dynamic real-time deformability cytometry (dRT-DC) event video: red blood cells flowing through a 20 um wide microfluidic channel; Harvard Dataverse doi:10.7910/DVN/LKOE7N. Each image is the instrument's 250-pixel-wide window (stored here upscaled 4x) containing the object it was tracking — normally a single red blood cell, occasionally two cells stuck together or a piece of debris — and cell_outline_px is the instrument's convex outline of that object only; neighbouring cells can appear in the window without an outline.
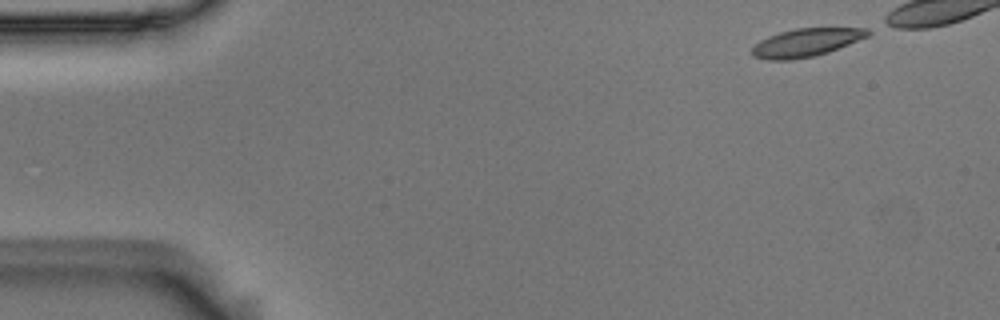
{"species": "Egyptian fruit bat (a non-hibernating species)", "species_latin": "Rousettus aegyptiacus", "temperature_condition": "room temperature", "stored_images_in_passage": 42, "camera_frame_rate_fps": 3000, "um_per_image_px": 0.085, "animal": {"sex": "male"}, "frame": {"image": 1, "passage_image": 1, "time_ms": 0.0, "image_size_px": [1000, 320], "cell_outline_px": [[872, 32], [868, 36], [828, 52], [816, 56], [792, 60], [768, 60], [752, 56], [752, 48], [760, 40], [768, 36], [780, 32], [796, 28], [868, 28]], "centroid_in_image_um": [68.51, 3.62], "position_along_channel_um": 16.5, "area_um2": 18.96}}
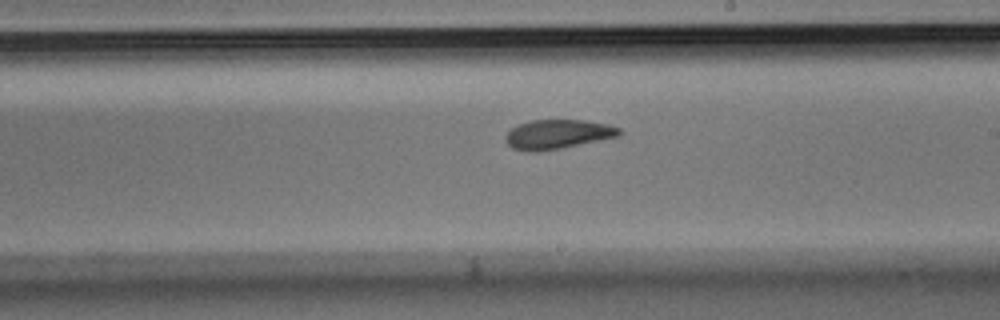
{"frame": {"image": 2, "passage_image": 28, "time_ms": 9.0, "image_size_px": [1000, 320], "cell_outline_px": [[624, 132], [620, 136], [560, 148], [536, 152], [524, 152], [512, 148], [504, 140], [504, 136], [512, 128], [520, 124], [532, 120], [584, 120], [608, 124], [620, 128]], "centroid_in_image_um": [47.4, 11.42], "position_along_channel_um": 241.6, "area_um2": 19.54}}
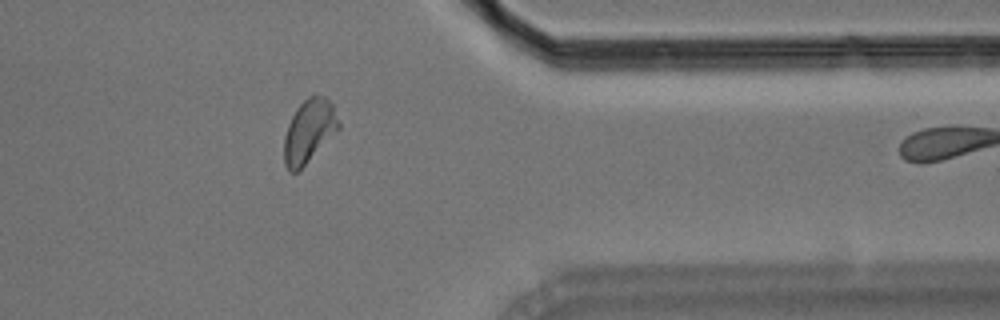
{"frame": {"image": 3, "passage_image": 41, "time_ms": 13.333, "image_size_px": [1000, 320], "cell_outline_px": [[340, 128], [296, 172], [288, 172], [284, 164], [284, 136], [288, 124], [296, 108], [308, 96], [324, 96], [332, 104], [340, 124]], "centroid_in_image_um": [26.24, 11.13], "position_along_channel_um": 385.2, "area_um2": 19.71}}